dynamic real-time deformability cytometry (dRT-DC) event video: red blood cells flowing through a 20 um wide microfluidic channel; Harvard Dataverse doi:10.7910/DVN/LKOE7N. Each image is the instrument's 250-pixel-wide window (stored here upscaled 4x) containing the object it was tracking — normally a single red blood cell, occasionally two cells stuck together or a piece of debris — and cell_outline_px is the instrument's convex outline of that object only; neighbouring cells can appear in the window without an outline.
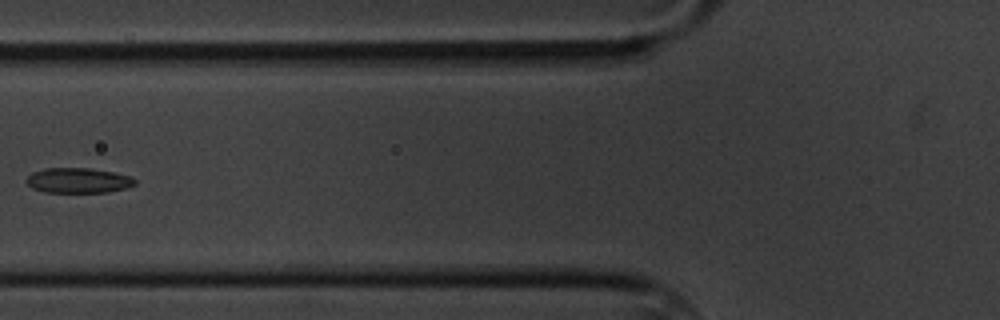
{"species": "common noctule bat (a hibernating species)", "species_latin": "Nyctalus noctula", "temperature_condition": "cold", "stored_images_in_passage": 9, "camera_frame_rate_fps": 3000, "um_per_image_px": 0.085, "animal": {"sex": "male", "body_mass_g": 20.1, "forearm_length_mm": 53.5}, "frame": {"image": 1, "passage_image": 6, "time_ms": 5.667, "image_size_px": [1000, 320], "cell_outline_px": [[136, 184], [128, 188], [108, 192], [44, 192], [32, 188], [24, 180], [32, 172], [44, 168], [88, 168], [112, 172], [132, 176], [136, 180]], "centroid_in_image_um": [6.65, 15.34], "position_along_channel_um": 119.1, "area_um2": 16.01}}
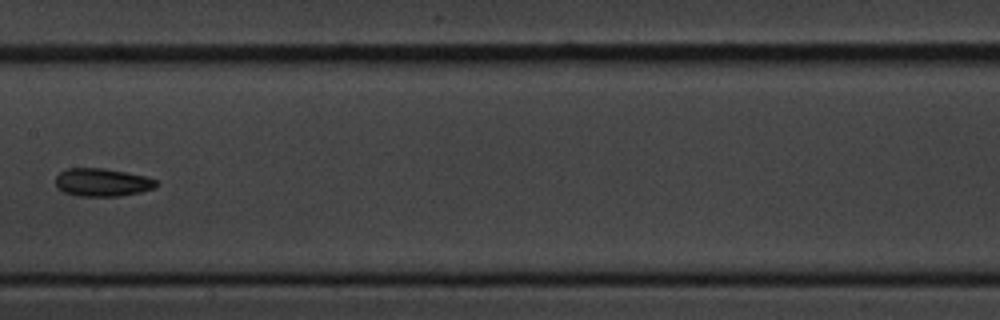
{"frame": {"image": 2, "passage_image": 8, "time_ms": 8.0, "image_size_px": [1000, 320], "cell_outline_px": [[160, 184], [156, 188], [140, 192], [120, 196], [80, 196], [64, 192], [56, 184], [56, 176], [60, 172], [68, 168], [104, 168], [144, 176], [156, 180]], "centroid_in_image_um": [8.72, 15.5], "position_along_channel_um": 198.7, "area_um2": 16.36}}
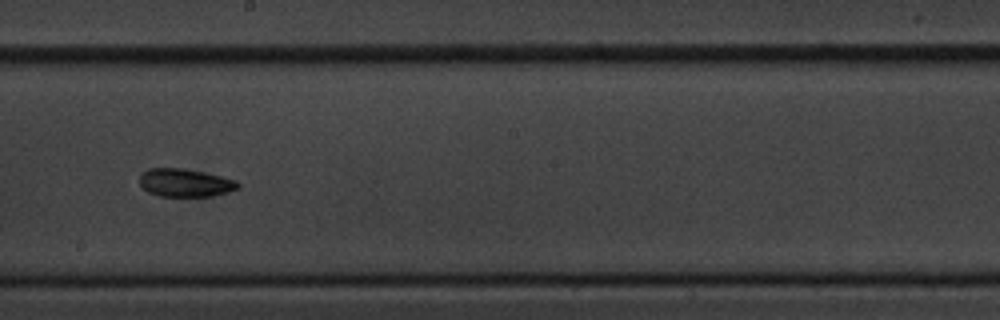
{"frame": {"image": 3, "passage_image": 9, "time_ms": 9.0, "image_size_px": [1000, 320], "cell_outline_px": [[240, 188], [228, 192], [212, 196], [160, 196], [148, 192], [140, 184], [140, 172], [148, 168], [180, 168], [204, 172], [236, 180], [240, 184]], "centroid_in_image_um": [15.73, 15.53], "position_along_channel_um": 232.5, "area_um2": 16.13}}